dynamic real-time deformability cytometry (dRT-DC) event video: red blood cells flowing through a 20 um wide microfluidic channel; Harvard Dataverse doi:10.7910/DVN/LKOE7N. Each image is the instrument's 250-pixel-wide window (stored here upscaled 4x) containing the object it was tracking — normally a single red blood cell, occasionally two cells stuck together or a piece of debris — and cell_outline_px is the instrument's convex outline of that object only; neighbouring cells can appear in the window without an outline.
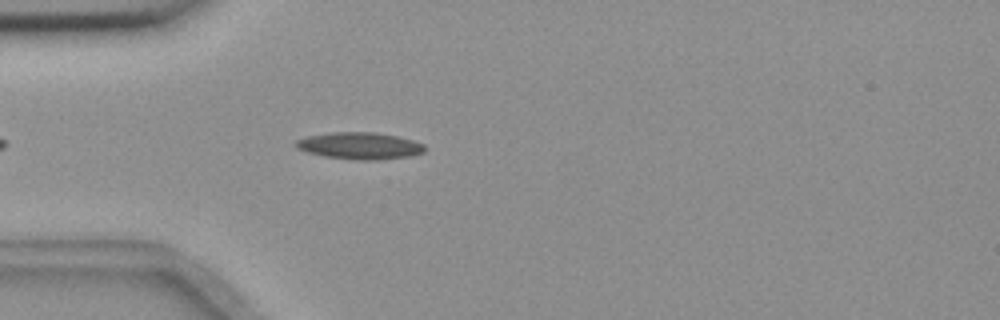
{"species": "common noctule bat (a hibernating species)", "species_latin": "Nyctalus noctula", "temperature_condition": "room temperature", "stored_images_in_passage": 5, "camera_frame_rate_fps": 3000, "um_per_image_px": 0.085, "animal": {"sex": "female", "body_mass_g": 18.4}, "frame": {"image": 1, "passage_image": 5, "time_ms": 1.333, "image_size_px": [1000, 320], "cell_outline_px": [[424, 152], [408, 156], [376, 160], [356, 160], [324, 156], [308, 152], [296, 148], [292, 144], [296, 140], [308, 136], [328, 132], [376, 132], [396, 136], [412, 140], [424, 144]], "centroid_in_image_um": [30.53, 12.38], "position_along_channel_um": 54.5, "area_um2": 20.17}}